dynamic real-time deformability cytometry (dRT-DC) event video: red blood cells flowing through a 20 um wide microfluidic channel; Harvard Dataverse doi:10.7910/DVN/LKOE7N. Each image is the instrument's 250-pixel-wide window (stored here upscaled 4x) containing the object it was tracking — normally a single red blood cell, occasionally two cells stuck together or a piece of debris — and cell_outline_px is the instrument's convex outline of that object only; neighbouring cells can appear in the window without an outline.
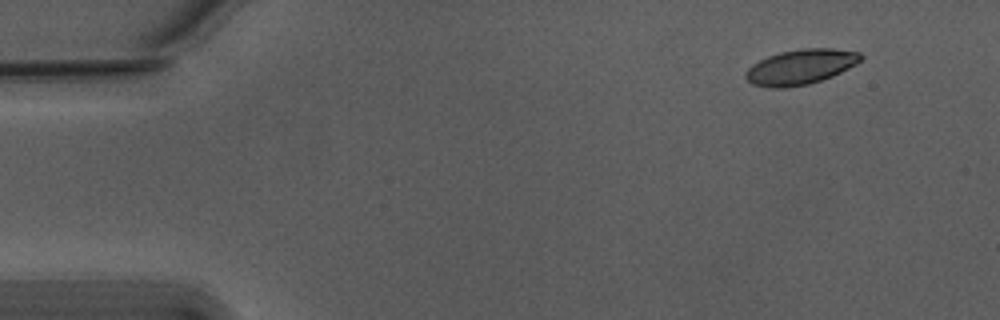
{"species": "Egyptian fruit bat (a non-hibernating species)", "species_latin": "Rousettus aegyptiacus", "temperature_condition": "warm", "stored_images_in_passage": 51, "camera_frame_rate_fps": 3000, "um_per_image_px": 0.085, "animal": {"sex": "male"}, "frame": {"image": 1, "passage_image": 1, "time_ms": 0.0, "image_size_px": [1000, 320], "cell_outline_px": [[864, 56], [856, 64], [832, 76], [808, 84], [784, 88], [772, 88], [752, 84], [744, 76], [744, 72], [752, 64], [768, 56], [780, 52], [800, 48], [832, 48], [860, 52]], "centroid_in_image_um": [68.03, 5.68], "position_along_channel_um": 17.0, "area_um2": 23.52}}
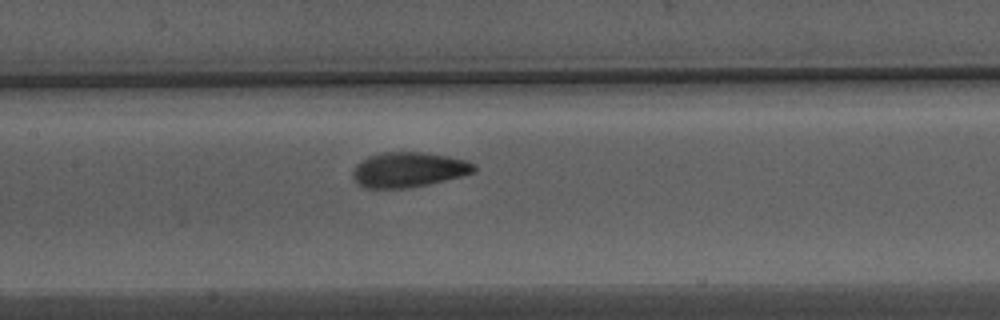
{"frame": {"image": 2, "passage_image": 22, "time_ms": 7.0, "image_size_px": [1000, 320], "cell_outline_px": [[476, 168], [472, 172], [460, 176], [444, 180], [408, 188], [364, 188], [352, 176], [352, 168], [356, 164], [368, 156], [384, 152], [424, 152], [448, 156], [468, 160], [476, 164]], "centroid_in_image_um": [34.71, 14.41], "position_along_channel_um": 172.7, "area_um2": 24.68}}
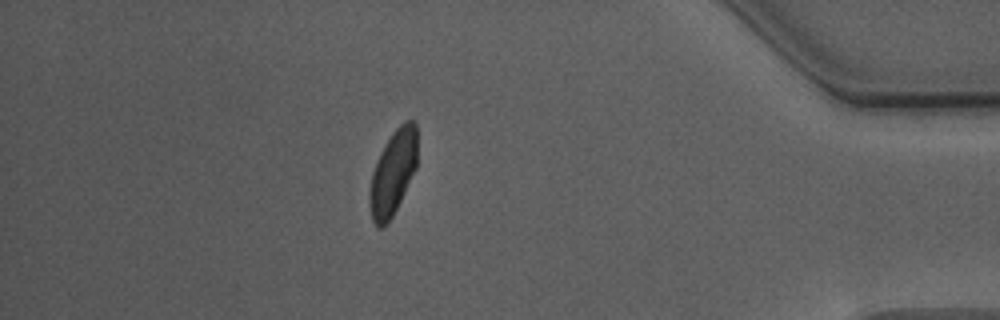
{"frame": {"image": 3, "passage_image": 44, "time_ms": 14.333, "image_size_px": [1000, 320], "cell_outline_px": [[416, 168], [392, 216], [380, 228], [372, 220], [368, 200], [368, 192], [372, 172], [376, 160], [380, 152], [392, 132], [404, 120], [412, 120], [416, 124]], "centroid_in_image_um": [33.37, 14.64], "position_along_channel_um": 401.8, "area_um2": 23.29}, "authors_computed_cell_mechanics": {"area_um2": 24.1026, "velocity_mm_per_s": 3.7375, "shape_relaxation_time_tau1_ms": 3.1592, "shape_relaxation_time_tau2_ms": 1.1288, "deformation_change_tau1": 0.1682, "deformation_change_tau2": 0.0611}}